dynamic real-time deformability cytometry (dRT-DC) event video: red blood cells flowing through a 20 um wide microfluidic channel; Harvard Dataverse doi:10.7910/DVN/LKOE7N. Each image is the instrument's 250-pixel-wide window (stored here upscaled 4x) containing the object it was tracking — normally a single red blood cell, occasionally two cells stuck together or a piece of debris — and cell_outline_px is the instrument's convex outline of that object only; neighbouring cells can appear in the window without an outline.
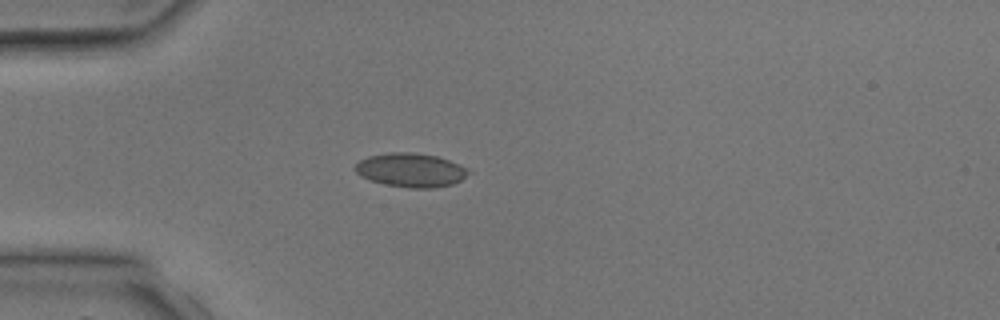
{"species": "common noctule bat (a hibernating species)", "species_latin": "Nyctalus noctula", "temperature_condition": "room temperature", "stored_images_in_passage": 3, "camera_frame_rate_fps": 3000, "um_per_image_px": 0.085, "animal": {"sex": "male", "body_mass_g": 17.9, "forearm_length_mm": 54.2}, "frame": {"image": 1, "passage_image": 3, "time_ms": 2.667, "image_size_px": [1000, 320], "cell_outline_px": [[472, 172], [460, 180], [452, 184], [432, 188], [408, 188], [384, 184], [360, 176], [352, 168], [360, 160], [368, 156], [388, 152], [412, 152], [436, 156], [448, 160], [468, 168]], "centroid_in_image_um": [34.9, 14.45], "position_along_channel_um": 50.1, "area_um2": 22.43}}